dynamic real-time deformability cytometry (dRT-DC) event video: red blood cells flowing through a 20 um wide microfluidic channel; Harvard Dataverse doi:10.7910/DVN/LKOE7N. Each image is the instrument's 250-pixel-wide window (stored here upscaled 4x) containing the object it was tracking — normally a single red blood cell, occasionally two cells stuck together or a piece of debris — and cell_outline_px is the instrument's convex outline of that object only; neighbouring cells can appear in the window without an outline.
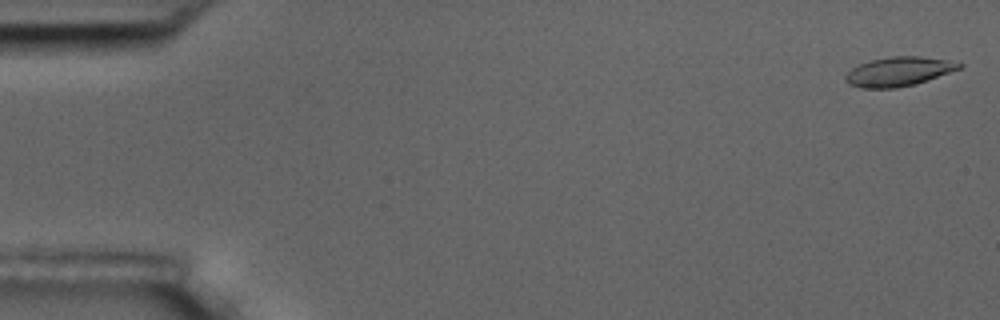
{"species": "common noctule bat (a hibernating species)", "species_latin": "Nyctalus noctula", "temperature_condition": "room temperature", "stored_images_in_passage": 7, "camera_frame_rate_fps": 3000, "um_per_image_px": 0.085, "animal": {"sex": "male", "body_mass_g": 17.5, "forearm_length_mm": 52.3}, "frame": {"image": 1, "passage_image": 1, "time_ms": 0.0, "image_size_px": [1000, 320], "cell_outline_px": [[964, 64], [960, 68], [916, 84], [896, 88], [860, 88], [848, 84], [844, 80], [844, 76], [852, 68], [860, 64], [872, 60], [892, 56], [920, 56], [944, 60]], "centroid_in_image_um": [76.33, 6.09], "position_along_channel_um": 8.7, "area_um2": 19.13}}
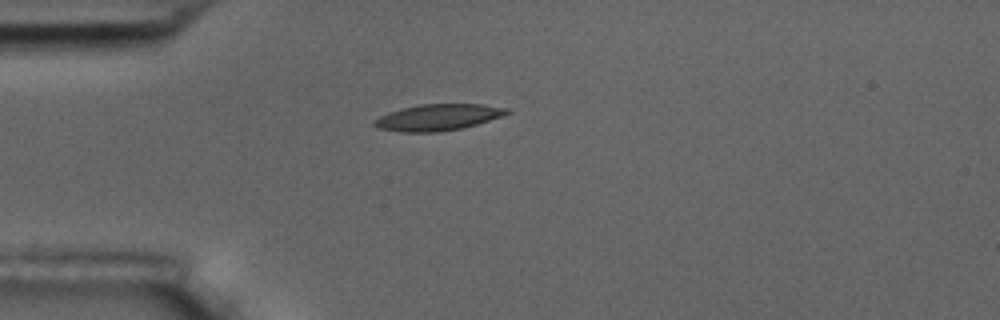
{"frame": {"image": 2, "passage_image": 5, "time_ms": 4.667, "image_size_px": [1000, 320], "cell_outline_px": [[512, 112], [476, 124], [460, 128], [440, 132], [400, 132], [376, 128], [372, 124], [372, 120], [388, 112], [420, 104], [484, 104], [508, 108]], "centroid_in_image_um": [37.18, 9.97], "position_along_channel_um": 47.8, "area_um2": 20.35}}